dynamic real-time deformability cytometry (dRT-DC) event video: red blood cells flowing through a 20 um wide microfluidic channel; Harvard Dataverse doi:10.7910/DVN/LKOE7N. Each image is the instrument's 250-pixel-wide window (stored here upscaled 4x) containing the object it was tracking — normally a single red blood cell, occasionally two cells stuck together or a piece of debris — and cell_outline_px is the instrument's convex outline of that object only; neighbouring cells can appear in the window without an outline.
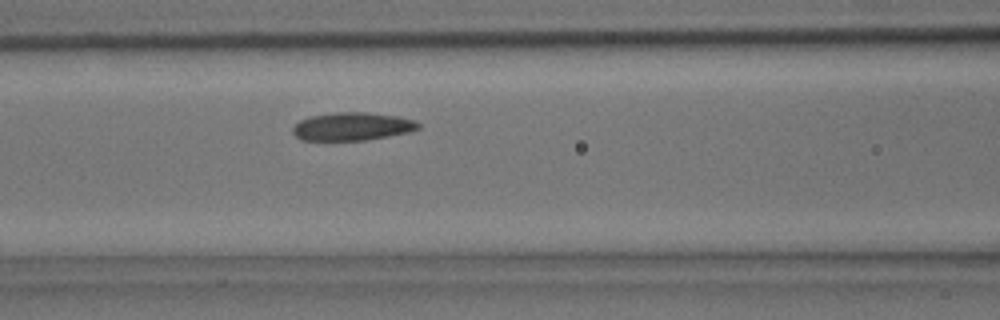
{"species": "common noctule bat (a hibernating species)", "species_latin": "Nyctalus noctula", "temperature_condition": "room temperature", "stored_images_in_passage": 5, "camera_frame_rate_fps": 3000, "um_per_image_px": 0.085, "animal": {"sex": "male", "body_mass_g": 15.6}, "frame": {"image": 1, "passage_image": 4, "time_ms": 1.0, "image_size_px": [1000, 320], "cell_outline_px": [[420, 128], [408, 132], [388, 136], [364, 140], [300, 140], [292, 132], [292, 128], [300, 120], [308, 116], [336, 112], [364, 112], [396, 116], [416, 120], [420, 124]], "centroid_in_image_um": [29.92, 10.74], "position_along_channel_um": 136.7, "area_um2": 20.52}}